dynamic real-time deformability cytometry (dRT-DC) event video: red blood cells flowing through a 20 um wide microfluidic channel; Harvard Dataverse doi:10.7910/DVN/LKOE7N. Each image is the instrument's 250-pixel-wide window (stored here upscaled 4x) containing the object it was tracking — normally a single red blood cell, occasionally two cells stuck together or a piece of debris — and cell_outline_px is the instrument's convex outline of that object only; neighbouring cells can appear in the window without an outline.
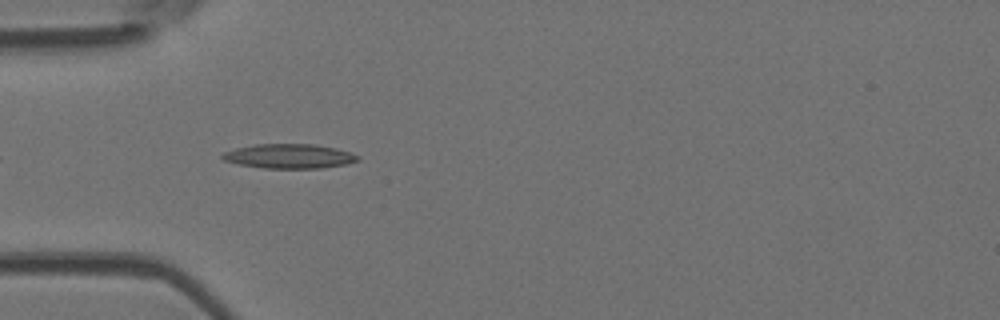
{"species": "Egyptian fruit bat (a non-hibernating species)", "species_latin": "Rousettus aegyptiacus", "temperature_condition": "room temperature", "stored_images_in_passage": 41, "camera_frame_rate_fps": 3000, "um_per_image_px": 0.085, "animal": {"sex": "female"}, "frame": {"image": 1, "passage_image": 4, "time_ms": 1.0, "image_size_px": [1000, 320], "cell_outline_px": [[360, 160], [344, 164], [320, 168], [264, 168], [240, 164], [224, 160], [220, 156], [224, 152], [236, 148], [256, 144], [312, 144], [332, 148], [348, 152], [360, 156]], "centroid_in_image_um": [24.56, 13.27], "position_along_channel_um": 60.4, "area_um2": 18.96}}
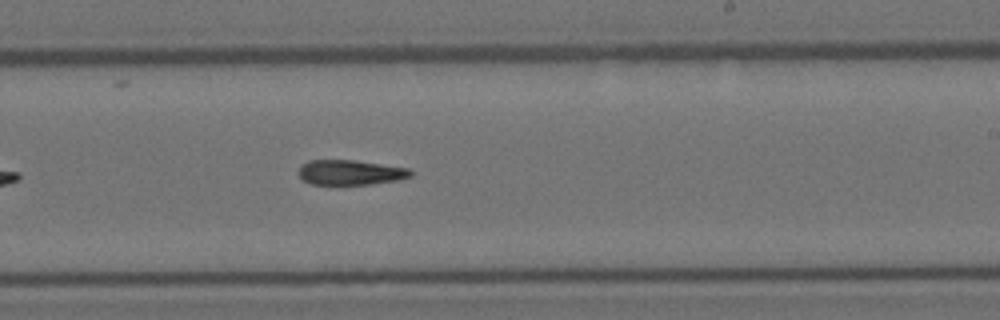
{"frame": {"image": 2, "passage_image": 20, "time_ms": 6.333, "image_size_px": [1000, 320], "cell_outline_px": [[412, 176], [396, 180], [368, 184], [312, 184], [304, 180], [300, 176], [300, 164], [308, 160], [352, 160], [408, 168], [412, 172]], "centroid_in_image_um": [29.76, 14.65], "position_along_channel_um": 259.2, "area_um2": 16.01}}
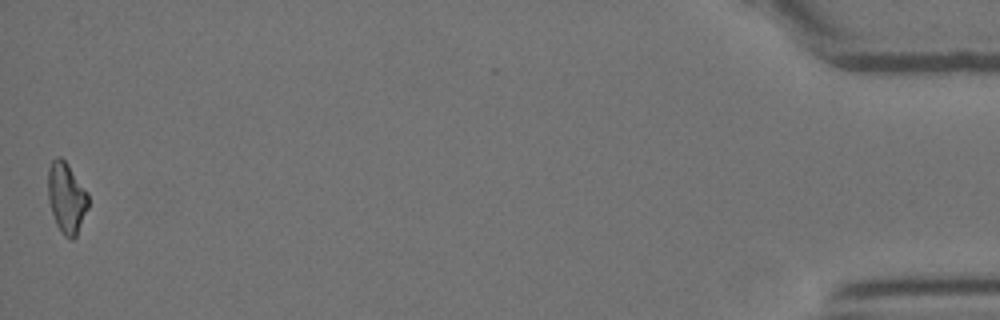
{"frame": {"image": 3, "passage_image": 41, "time_ms": 13.333, "image_size_px": [1000, 320], "cell_outline_px": [[88, 208], [76, 236], [72, 240], [64, 236], [56, 224], [48, 200], [48, 168], [52, 160], [56, 156], [60, 156], [68, 164], [88, 192]], "centroid_in_image_um": [5.65, 16.8], "position_along_channel_um": 429.5, "area_um2": 16.65}}